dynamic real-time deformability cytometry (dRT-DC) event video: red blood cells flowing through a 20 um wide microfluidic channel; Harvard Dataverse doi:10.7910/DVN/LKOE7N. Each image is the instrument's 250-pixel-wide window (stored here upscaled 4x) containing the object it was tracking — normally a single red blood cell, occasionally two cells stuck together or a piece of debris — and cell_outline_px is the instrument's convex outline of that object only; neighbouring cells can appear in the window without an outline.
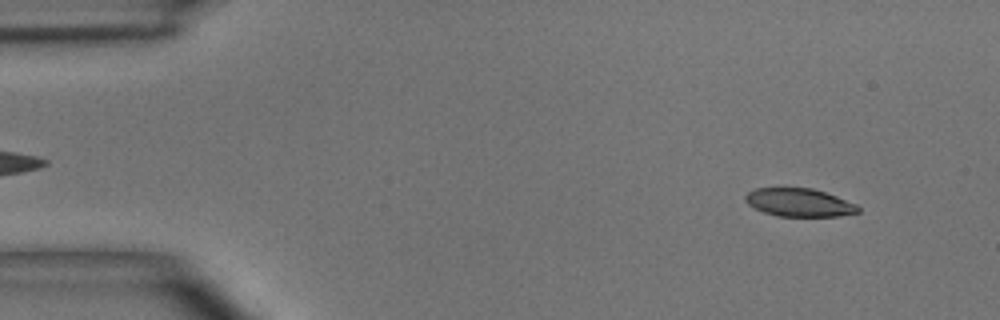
{"species": "common noctule bat (a hibernating species)", "species_latin": "Nyctalus noctula", "temperature_condition": "room temperature", "stored_images_in_passage": 8, "camera_frame_rate_fps": 3000, "um_per_image_px": 0.085, "animal": {"sex": "male", "body_mass_g": 15.6}, "frame": {"image": 1, "passage_image": 1, "time_ms": 0.0, "image_size_px": [1000, 320], "cell_outline_px": [[860, 212], [840, 216], [776, 216], [764, 212], [748, 204], [744, 200], [744, 196], [748, 192], [756, 188], [812, 188], [836, 196], [856, 204], [860, 208]], "centroid_in_image_um": [67.93, 17.21], "position_along_channel_um": 17.1, "area_um2": 18.44}}
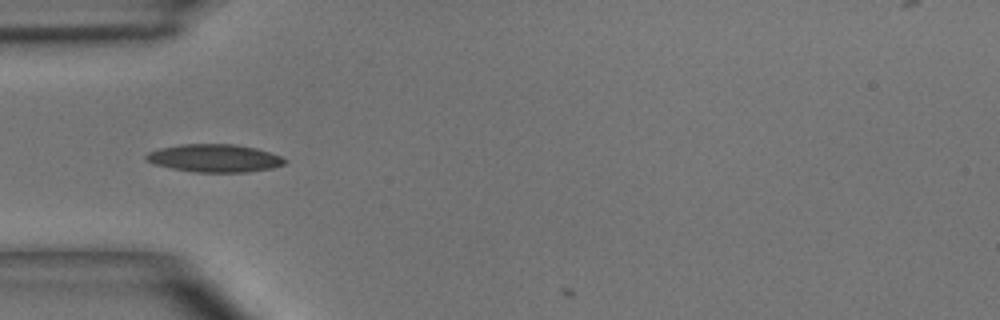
{"frame": {"image": 2, "passage_image": 4, "time_ms": 3.667, "image_size_px": [1000, 320], "cell_outline_px": [[288, 160], [284, 164], [272, 168], [244, 172], [196, 172], [172, 168], [152, 164], [144, 160], [144, 156], [148, 152], [160, 148], [180, 144], [236, 144], [256, 148], [280, 156]], "centroid_in_image_um": [18.19, 13.44], "position_along_channel_um": 66.8, "area_um2": 22.54}}
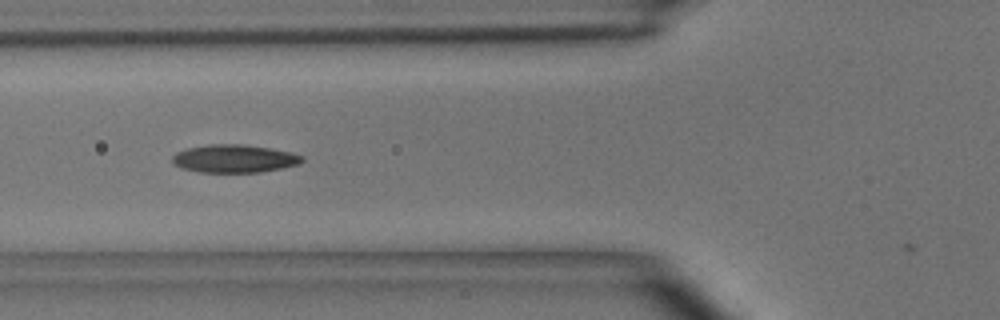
{"frame": {"image": 3, "passage_image": 5, "time_ms": 4.667, "image_size_px": [1000, 320], "cell_outline_px": [[304, 160], [300, 164], [260, 172], [200, 172], [180, 168], [172, 164], [172, 156], [176, 152], [188, 148], [208, 144], [240, 144], [268, 148], [292, 152], [304, 156]], "centroid_in_image_um": [19.9, 13.48], "position_along_channel_um": 105.9, "area_um2": 21.21}}